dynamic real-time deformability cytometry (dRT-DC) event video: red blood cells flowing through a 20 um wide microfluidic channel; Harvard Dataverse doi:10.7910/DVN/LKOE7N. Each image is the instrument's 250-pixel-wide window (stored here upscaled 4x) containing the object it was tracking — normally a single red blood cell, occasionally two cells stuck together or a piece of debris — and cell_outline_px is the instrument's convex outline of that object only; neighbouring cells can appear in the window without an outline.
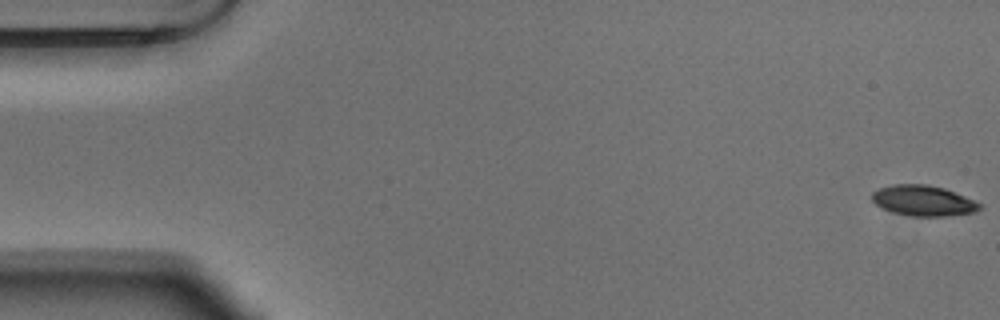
{"species": "Egyptian fruit bat (a non-hibernating species)", "species_latin": "Rousettus aegyptiacus", "temperature_condition": "warm", "stored_images_in_passage": 55, "camera_frame_rate_fps": 3000, "um_per_image_px": 0.085, "animal": {"sex": "male"}, "frame": {"image": 1, "passage_image": 1, "time_ms": 0.0, "image_size_px": [1000, 320], "cell_outline_px": [[980, 208], [976, 212], [944, 216], [912, 216], [892, 212], [880, 208], [872, 200], [872, 192], [880, 188], [896, 184], [928, 184], [944, 188], [964, 196], [980, 204]], "centroid_in_image_um": [78.44, 17.06], "position_along_channel_um": 6.6, "area_um2": 19.02}}
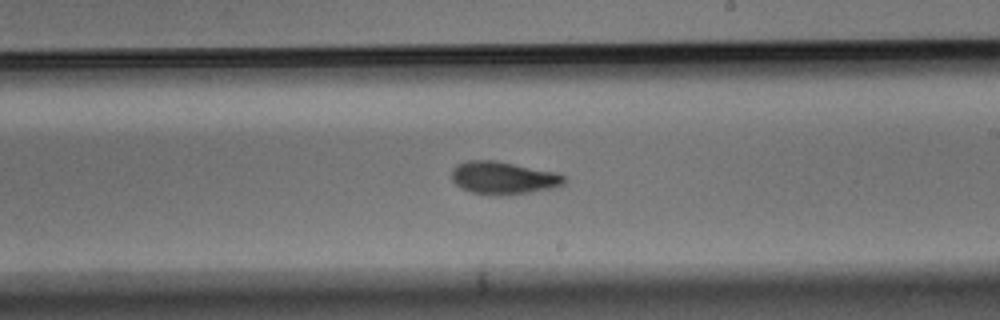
{"frame": {"image": 2, "passage_image": 32, "time_ms": 10.333, "image_size_px": [1000, 320], "cell_outline_px": [[564, 184], [552, 188], [528, 192], [500, 196], [488, 196], [472, 192], [460, 188], [452, 180], [452, 168], [456, 164], [468, 160], [496, 160], [556, 172], [564, 176]], "centroid_in_image_um": [42.73, 15.12], "position_along_channel_um": 246.3, "area_um2": 21.62}}
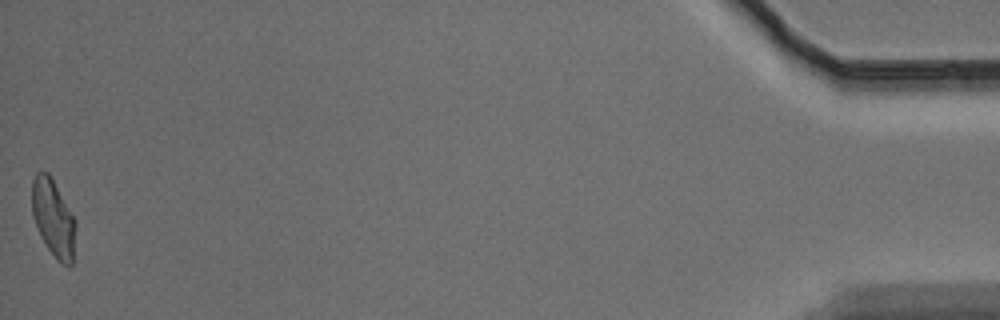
{"frame": {"image": 3, "passage_image": 55, "time_ms": 18.0, "image_size_px": [1000, 320], "cell_outline_px": [[76, 228], [72, 264], [68, 268], [60, 264], [56, 260], [48, 248], [32, 216], [32, 180], [36, 172], [48, 172], [76, 220]], "centroid_in_image_um": [4.55, 18.57], "position_along_channel_um": 430.7, "area_um2": 19.59}, "authors_computed_cell_mechanics": {"area_um2": 20.3456, "velocity_mm_per_s": 3.6862, "shape_relaxation_time_tau1_ms": 5.1521, "shape_relaxation_time_tau2_ms": 3.7032, "deformation_change_tau1": 0.171, "deformation_change_tau2": 0.0938}}